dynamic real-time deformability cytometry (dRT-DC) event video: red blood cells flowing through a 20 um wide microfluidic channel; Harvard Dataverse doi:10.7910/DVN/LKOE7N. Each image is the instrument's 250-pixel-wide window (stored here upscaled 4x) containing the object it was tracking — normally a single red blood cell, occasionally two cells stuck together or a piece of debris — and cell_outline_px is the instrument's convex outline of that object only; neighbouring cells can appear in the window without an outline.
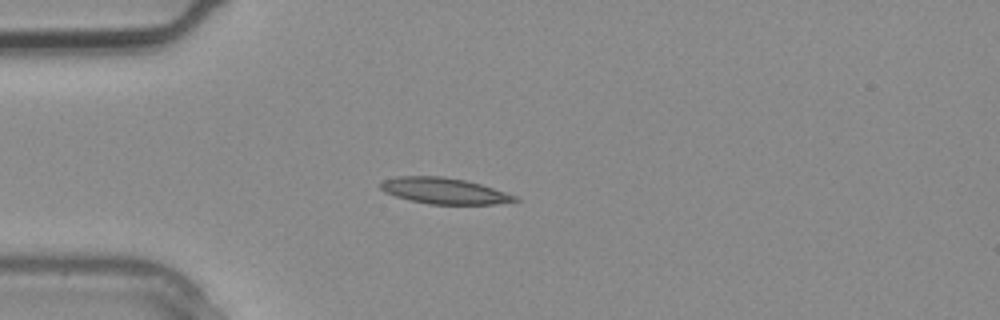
{"species": "common noctule bat (a hibernating species)", "species_latin": "Nyctalus noctula", "temperature_condition": "warm", "stored_images_in_passage": 3, "camera_frame_rate_fps": 3000, "um_per_image_px": 0.085, "animal": {"sex": "male", "body_mass_g": 20.4}, "frame": {"image": 1, "passage_image": 3, "time_ms": 0.667, "image_size_px": [1000, 320], "cell_outline_px": [[520, 200], [492, 204], [428, 204], [396, 196], [384, 192], [380, 188], [380, 184], [384, 180], [396, 176], [444, 176], [464, 180], [480, 184], [516, 196]], "centroid_in_image_um": [37.71, 16.21], "position_along_channel_um": 47.3, "area_um2": 20.11}}